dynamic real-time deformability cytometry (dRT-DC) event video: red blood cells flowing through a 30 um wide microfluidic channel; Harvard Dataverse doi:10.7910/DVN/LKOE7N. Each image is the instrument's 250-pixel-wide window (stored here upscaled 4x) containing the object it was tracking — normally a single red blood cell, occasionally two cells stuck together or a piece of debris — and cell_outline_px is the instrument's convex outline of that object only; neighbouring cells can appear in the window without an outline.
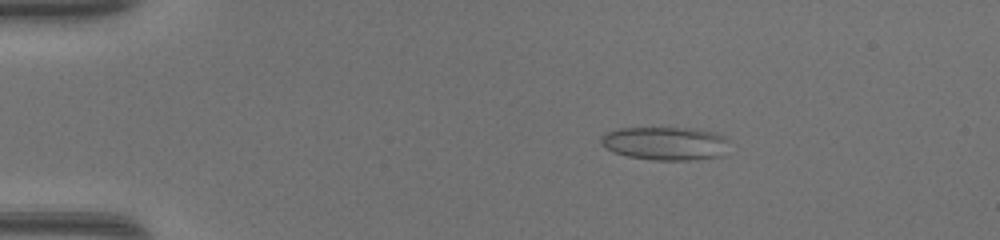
{"species": "common noctule bat (a hibernating species)", "species_latin": "Nyctalus noctula", "temperature_condition": "warm", "stored_images_in_passage": 48, "camera_frame_rate_fps": 3000, "um_per_image_px": 0.085, "animal": {"sex": "female", "body_mass_g": 17.0, "forearm_length_mm": 48.0}, "frame": {"image": 1, "passage_image": 9, "time_ms": 2.667, "image_size_px": [1000, 240], "cell_outline_px": [[728, 140], [724, 156], [692, 160], [652, 160], [628, 156], [604, 148], [600, 144], [600, 136], [608, 132], [620, 128], [696, 128], [716, 132], [724, 136]], "centroid_in_image_um": [56.57, 12.19], "position_along_channel_um": 28.4, "area_um2": 25.2}}
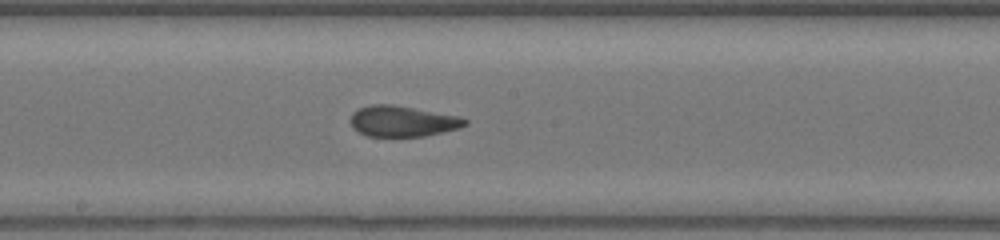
{"frame": {"image": 2, "passage_image": 27, "time_ms": 8.667, "image_size_px": [1000, 240], "cell_outline_px": [[468, 124], [460, 128], [444, 132], [424, 136], [368, 136], [352, 128], [352, 112], [360, 108], [372, 104], [392, 104], [460, 116], [468, 120]], "centroid_in_image_um": [34.26, 10.3], "position_along_channel_um": 213.9, "area_um2": 20.52}}
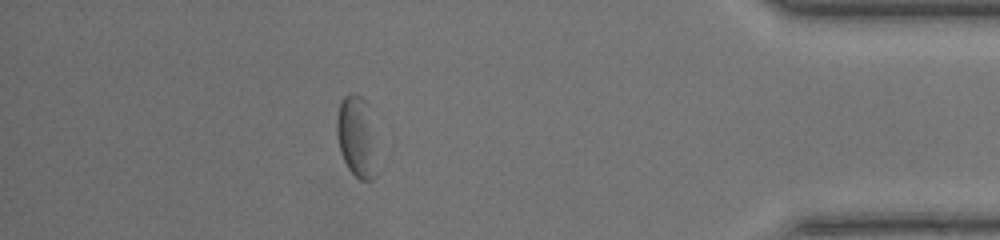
{"frame": {"image": 3, "passage_image": 43, "time_ms": 14.0, "image_size_px": [1000, 240], "cell_outline_px": [[376, 176], [372, 180], [360, 180], [348, 168], [340, 152], [336, 136], [336, 120], [340, 100], [344, 96], [352, 92], [360, 96], [368, 104], [376, 172]], "centroid_in_image_um": [30.25, 11.6], "position_along_channel_um": 404.9, "area_um2": 18.61}, "authors_computed_cell_mechanics": {"area_um2": 21.2993, "velocity_mm_per_s": 4.3354, "shape_relaxation_time_tau1_ms": 9.4154, "shape_relaxation_time_tau2_ms": 1.8722, "deformation_change_tau1": 0.209, "deformation_change_tau2": 0.0883}}